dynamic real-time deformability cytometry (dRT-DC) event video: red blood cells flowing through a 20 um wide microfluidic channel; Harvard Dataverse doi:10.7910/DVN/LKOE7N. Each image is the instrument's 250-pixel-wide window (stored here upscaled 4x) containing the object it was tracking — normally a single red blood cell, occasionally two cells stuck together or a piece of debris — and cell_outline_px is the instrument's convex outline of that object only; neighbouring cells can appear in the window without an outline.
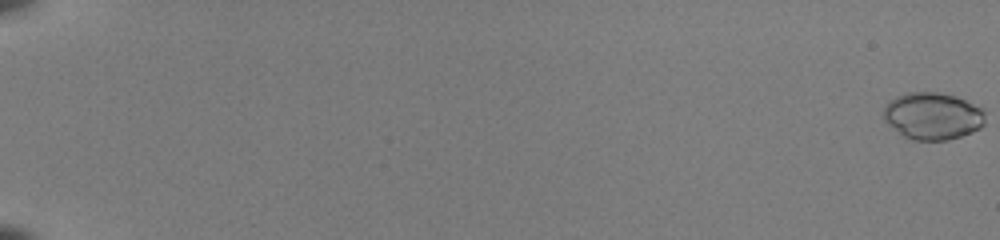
{"species": "common noctule bat (a hibernating species)", "species_latin": "Nyctalus noctula", "temperature_condition": "room temperature", "stored_images_in_passage": 54, "camera_frame_rate_fps": 3000, "um_per_image_px": 0.085, "animal": {"sex": "female", "body_mass_g": 22.0, "forearm_length_mm": 56.7}, "frame": {"image": 1, "passage_image": 1, "time_ms": 0.0, "image_size_px": [1000, 240], "cell_outline_px": [[984, 124], [980, 128], [972, 132], [948, 140], [912, 140], [904, 136], [888, 124], [884, 120], [884, 108], [888, 100], [896, 96], [908, 92], [940, 92], [956, 96], [980, 108], [984, 112]], "centroid_in_image_um": [79.25, 9.85], "position_along_channel_um": 5.7, "area_um2": 27.86}}
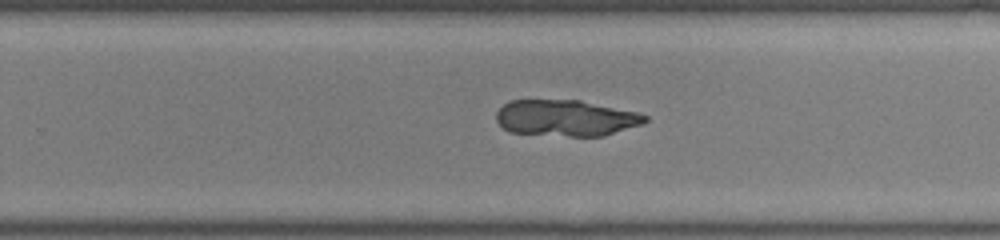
{"frame": {"image": 2, "passage_image": 38, "time_ms": 12.333, "image_size_px": [1000, 240], "cell_outline_px": [[648, 120], [644, 124], [604, 136], [568, 136], [508, 132], [496, 120], [496, 112], [504, 104], [512, 100], [580, 100], [640, 112], [648, 116]], "centroid_in_image_um": [48.15, 10.03], "position_along_channel_um": 281.6, "area_um2": 31.67}}
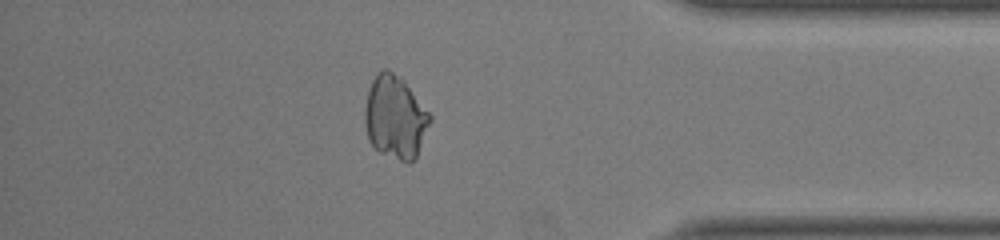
{"frame": {"image": 3, "passage_image": 48, "time_ms": 15.667, "image_size_px": [1000, 240], "cell_outline_px": [[432, 120], [416, 156], [408, 164], [380, 152], [372, 144], [368, 136], [364, 120], [364, 108], [368, 92], [372, 80], [376, 72], [380, 68], [388, 68], [400, 76], [404, 80], [432, 116]], "centroid_in_image_um": [33.59, 9.93], "position_along_channel_um": 401.6, "area_um2": 31.62}}